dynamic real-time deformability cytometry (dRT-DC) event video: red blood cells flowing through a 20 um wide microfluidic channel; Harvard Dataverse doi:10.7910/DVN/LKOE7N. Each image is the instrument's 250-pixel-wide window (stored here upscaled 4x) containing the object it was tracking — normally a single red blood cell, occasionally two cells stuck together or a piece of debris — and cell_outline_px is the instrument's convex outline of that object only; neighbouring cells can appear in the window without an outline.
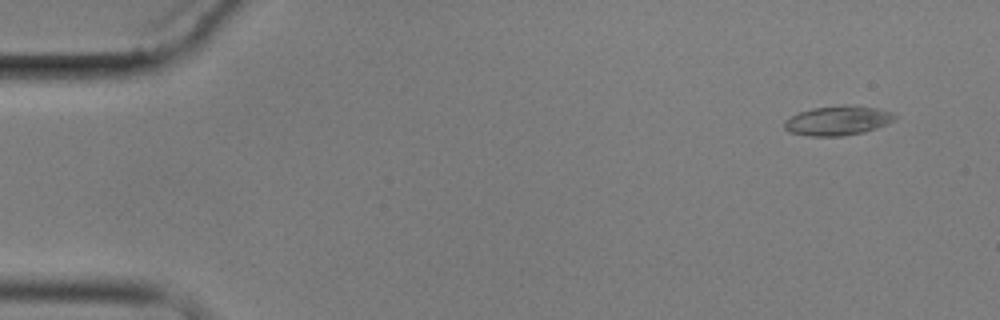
{"species": "common noctule bat (a hibernating species)", "species_latin": "Nyctalus noctula", "temperature_condition": "cold", "stored_images_in_passage": 9, "camera_frame_rate_fps": 3000, "um_per_image_px": 0.085, "animal": {"sex": "male", "body_mass_g": 17.9}, "frame": {"image": 1, "passage_image": 1, "time_ms": 0.0, "image_size_px": [1000, 320], "cell_outline_px": [[896, 116], [892, 120], [876, 128], [864, 132], [840, 136], [808, 136], [788, 132], [784, 128], [784, 120], [800, 112], [812, 108], [876, 108], [892, 112]], "centroid_in_image_um": [71.13, 10.31], "position_along_channel_um": 13.9, "area_um2": 17.92}}
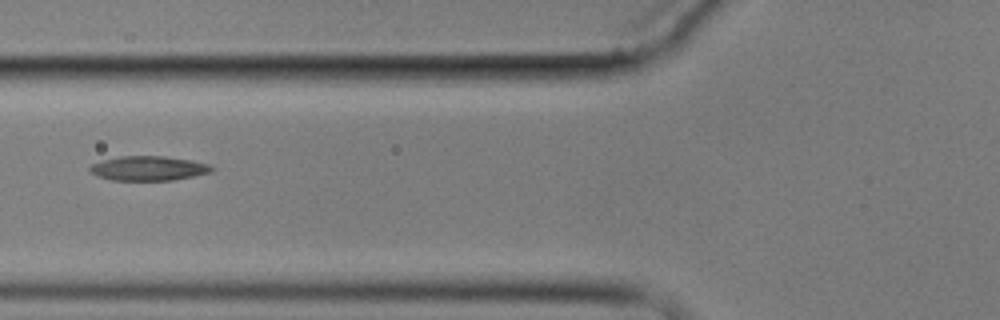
{"frame": {"image": 2, "passage_image": 6, "time_ms": 6.0, "image_size_px": [1000, 320], "cell_outline_px": [[216, 168], [212, 172], [172, 180], [112, 180], [100, 176], [92, 172], [88, 168], [92, 164], [104, 160], [120, 156], [164, 156], [192, 160], [208, 164]], "centroid_in_image_um": [12.67, 14.3], "position_along_channel_um": 113.1, "area_um2": 17.22}}
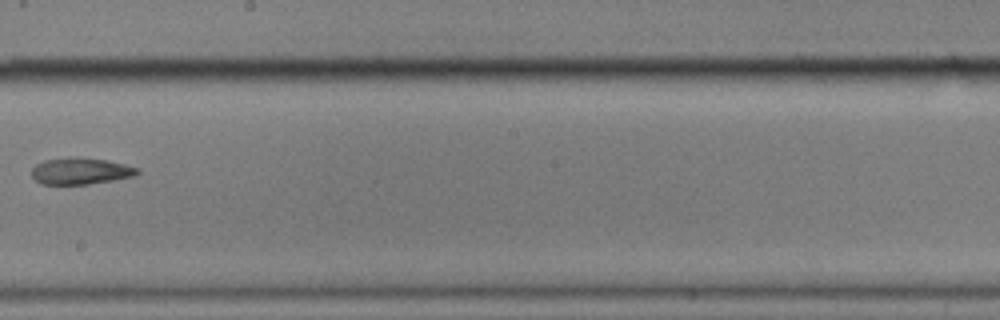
{"frame": {"image": 3, "passage_image": 9, "time_ms": 9.667, "image_size_px": [1000, 320], "cell_outline_px": [[140, 172], [136, 176], [88, 184], [40, 184], [32, 176], [32, 168], [36, 164], [44, 160], [104, 160], [124, 164], [140, 168]], "centroid_in_image_um": [6.89, 14.59], "position_along_channel_um": 241.3, "area_um2": 15.55}}